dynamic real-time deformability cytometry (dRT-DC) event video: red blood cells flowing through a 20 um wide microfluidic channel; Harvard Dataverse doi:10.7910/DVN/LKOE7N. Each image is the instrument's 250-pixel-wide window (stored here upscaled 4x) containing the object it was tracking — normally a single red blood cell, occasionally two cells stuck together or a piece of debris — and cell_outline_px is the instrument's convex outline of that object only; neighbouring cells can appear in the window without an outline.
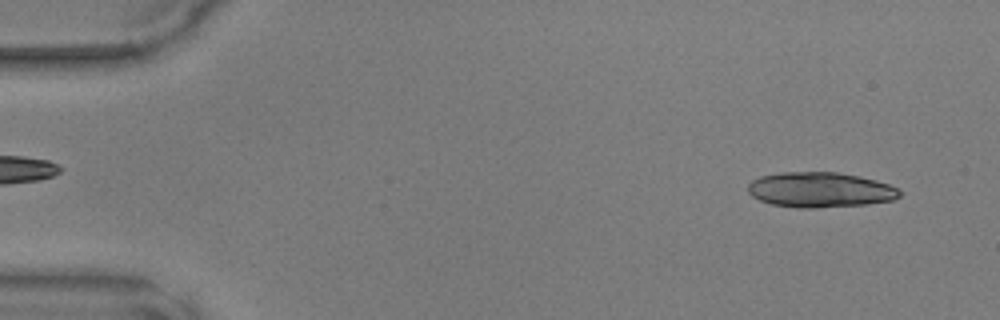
{"species": "common noctule bat (a hibernating species)", "species_latin": "Nyctalus noctula", "temperature_condition": "warm", "stored_images_in_passage": 9, "camera_frame_rate_fps": 3000, "um_per_image_px": 0.085, "animal": {"sex": "male", "body_mass_g": 17.9, "forearm_length_mm": 54.2}, "frame": {"image": 1, "passage_image": 3, "time_ms": 0.667, "image_size_px": [1000, 320], "cell_outline_px": [[900, 196], [892, 200], [868, 204], [816, 208], [796, 208], [772, 204], [760, 200], [752, 196], [748, 192], [748, 184], [752, 180], [760, 176], [780, 172], [836, 172], [860, 176], [876, 180], [888, 184], [896, 188], [900, 192]], "centroid_in_image_um": [69.69, 16.13], "position_along_channel_um": 15.3, "area_um2": 31.15}}